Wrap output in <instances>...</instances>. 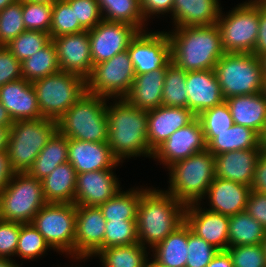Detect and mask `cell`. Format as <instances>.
<instances>
[{
    "label": "cell",
    "instance_id": "obj_11",
    "mask_svg": "<svg viewBox=\"0 0 266 267\" xmlns=\"http://www.w3.org/2000/svg\"><path fill=\"white\" fill-rule=\"evenodd\" d=\"M31 223L42 234L52 250L74 259L76 235L74 203H46Z\"/></svg>",
    "mask_w": 266,
    "mask_h": 267
},
{
    "label": "cell",
    "instance_id": "obj_22",
    "mask_svg": "<svg viewBox=\"0 0 266 267\" xmlns=\"http://www.w3.org/2000/svg\"><path fill=\"white\" fill-rule=\"evenodd\" d=\"M0 103L8 111L13 122L43 118L35 89L32 83L24 78L0 87Z\"/></svg>",
    "mask_w": 266,
    "mask_h": 267
},
{
    "label": "cell",
    "instance_id": "obj_45",
    "mask_svg": "<svg viewBox=\"0 0 266 267\" xmlns=\"http://www.w3.org/2000/svg\"><path fill=\"white\" fill-rule=\"evenodd\" d=\"M25 30L22 0H17L0 11V43L3 46H6Z\"/></svg>",
    "mask_w": 266,
    "mask_h": 267
},
{
    "label": "cell",
    "instance_id": "obj_52",
    "mask_svg": "<svg viewBox=\"0 0 266 267\" xmlns=\"http://www.w3.org/2000/svg\"><path fill=\"white\" fill-rule=\"evenodd\" d=\"M245 211L266 229V195L250 191Z\"/></svg>",
    "mask_w": 266,
    "mask_h": 267
},
{
    "label": "cell",
    "instance_id": "obj_12",
    "mask_svg": "<svg viewBox=\"0 0 266 267\" xmlns=\"http://www.w3.org/2000/svg\"><path fill=\"white\" fill-rule=\"evenodd\" d=\"M135 75L130 55L125 50L110 60L93 65L86 79L87 92L106 98H123L130 90Z\"/></svg>",
    "mask_w": 266,
    "mask_h": 267
},
{
    "label": "cell",
    "instance_id": "obj_53",
    "mask_svg": "<svg viewBox=\"0 0 266 267\" xmlns=\"http://www.w3.org/2000/svg\"><path fill=\"white\" fill-rule=\"evenodd\" d=\"M259 5V29L256 45L252 54L260 57L266 53V3L262 0H254Z\"/></svg>",
    "mask_w": 266,
    "mask_h": 267
},
{
    "label": "cell",
    "instance_id": "obj_54",
    "mask_svg": "<svg viewBox=\"0 0 266 267\" xmlns=\"http://www.w3.org/2000/svg\"><path fill=\"white\" fill-rule=\"evenodd\" d=\"M251 190L266 195V153L262 152L256 162Z\"/></svg>",
    "mask_w": 266,
    "mask_h": 267
},
{
    "label": "cell",
    "instance_id": "obj_65",
    "mask_svg": "<svg viewBox=\"0 0 266 267\" xmlns=\"http://www.w3.org/2000/svg\"><path fill=\"white\" fill-rule=\"evenodd\" d=\"M263 95L266 97V77H264V82H263Z\"/></svg>",
    "mask_w": 266,
    "mask_h": 267
},
{
    "label": "cell",
    "instance_id": "obj_61",
    "mask_svg": "<svg viewBox=\"0 0 266 267\" xmlns=\"http://www.w3.org/2000/svg\"><path fill=\"white\" fill-rule=\"evenodd\" d=\"M151 259V260H149ZM145 267H165L163 265H160L159 263L155 262L152 258H148L147 260V263H146V266Z\"/></svg>",
    "mask_w": 266,
    "mask_h": 267
},
{
    "label": "cell",
    "instance_id": "obj_48",
    "mask_svg": "<svg viewBox=\"0 0 266 267\" xmlns=\"http://www.w3.org/2000/svg\"><path fill=\"white\" fill-rule=\"evenodd\" d=\"M74 9L76 19L85 30L93 29L103 20L97 0H65Z\"/></svg>",
    "mask_w": 266,
    "mask_h": 267
},
{
    "label": "cell",
    "instance_id": "obj_17",
    "mask_svg": "<svg viewBox=\"0 0 266 267\" xmlns=\"http://www.w3.org/2000/svg\"><path fill=\"white\" fill-rule=\"evenodd\" d=\"M203 203L205 204L203 201L187 205L184 221L196 236L203 238L219 251L226 250L229 247V216L210 211L205 205L203 207Z\"/></svg>",
    "mask_w": 266,
    "mask_h": 267
},
{
    "label": "cell",
    "instance_id": "obj_7",
    "mask_svg": "<svg viewBox=\"0 0 266 267\" xmlns=\"http://www.w3.org/2000/svg\"><path fill=\"white\" fill-rule=\"evenodd\" d=\"M58 130L57 120L39 118L15 121L11 126L7 154L12 170L25 173Z\"/></svg>",
    "mask_w": 266,
    "mask_h": 267
},
{
    "label": "cell",
    "instance_id": "obj_41",
    "mask_svg": "<svg viewBox=\"0 0 266 267\" xmlns=\"http://www.w3.org/2000/svg\"><path fill=\"white\" fill-rule=\"evenodd\" d=\"M51 40L52 38L49 33L25 30L12 39L6 47L17 60L22 62L44 48Z\"/></svg>",
    "mask_w": 266,
    "mask_h": 267
},
{
    "label": "cell",
    "instance_id": "obj_27",
    "mask_svg": "<svg viewBox=\"0 0 266 267\" xmlns=\"http://www.w3.org/2000/svg\"><path fill=\"white\" fill-rule=\"evenodd\" d=\"M225 101L234 124L248 127L261 136L266 127V97L262 92L233 96Z\"/></svg>",
    "mask_w": 266,
    "mask_h": 267
},
{
    "label": "cell",
    "instance_id": "obj_43",
    "mask_svg": "<svg viewBox=\"0 0 266 267\" xmlns=\"http://www.w3.org/2000/svg\"><path fill=\"white\" fill-rule=\"evenodd\" d=\"M139 243L136 220H107L103 239V249Z\"/></svg>",
    "mask_w": 266,
    "mask_h": 267
},
{
    "label": "cell",
    "instance_id": "obj_37",
    "mask_svg": "<svg viewBox=\"0 0 266 267\" xmlns=\"http://www.w3.org/2000/svg\"><path fill=\"white\" fill-rule=\"evenodd\" d=\"M103 20L121 22L138 28L140 31L148 30V23L140 11L139 0H97ZM147 23V24H146Z\"/></svg>",
    "mask_w": 266,
    "mask_h": 267
},
{
    "label": "cell",
    "instance_id": "obj_16",
    "mask_svg": "<svg viewBox=\"0 0 266 267\" xmlns=\"http://www.w3.org/2000/svg\"><path fill=\"white\" fill-rule=\"evenodd\" d=\"M207 145L199 119L196 117L191 123L175 131L153 153L152 159L159 161L165 168L187 157L205 151Z\"/></svg>",
    "mask_w": 266,
    "mask_h": 267
},
{
    "label": "cell",
    "instance_id": "obj_29",
    "mask_svg": "<svg viewBox=\"0 0 266 267\" xmlns=\"http://www.w3.org/2000/svg\"><path fill=\"white\" fill-rule=\"evenodd\" d=\"M41 182L47 203H74L77 172L69 162L58 165Z\"/></svg>",
    "mask_w": 266,
    "mask_h": 267
},
{
    "label": "cell",
    "instance_id": "obj_58",
    "mask_svg": "<svg viewBox=\"0 0 266 267\" xmlns=\"http://www.w3.org/2000/svg\"><path fill=\"white\" fill-rule=\"evenodd\" d=\"M13 123L8 111L0 103V127H11Z\"/></svg>",
    "mask_w": 266,
    "mask_h": 267
},
{
    "label": "cell",
    "instance_id": "obj_63",
    "mask_svg": "<svg viewBox=\"0 0 266 267\" xmlns=\"http://www.w3.org/2000/svg\"><path fill=\"white\" fill-rule=\"evenodd\" d=\"M264 77H266V53L260 56Z\"/></svg>",
    "mask_w": 266,
    "mask_h": 267
},
{
    "label": "cell",
    "instance_id": "obj_13",
    "mask_svg": "<svg viewBox=\"0 0 266 267\" xmlns=\"http://www.w3.org/2000/svg\"><path fill=\"white\" fill-rule=\"evenodd\" d=\"M128 53L136 75L166 70L172 62L167 31H140L130 42Z\"/></svg>",
    "mask_w": 266,
    "mask_h": 267
},
{
    "label": "cell",
    "instance_id": "obj_66",
    "mask_svg": "<svg viewBox=\"0 0 266 267\" xmlns=\"http://www.w3.org/2000/svg\"><path fill=\"white\" fill-rule=\"evenodd\" d=\"M263 245H264V249H265V253H266V235H265V238H264Z\"/></svg>",
    "mask_w": 266,
    "mask_h": 267
},
{
    "label": "cell",
    "instance_id": "obj_50",
    "mask_svg": "<svg viewBox=\"0 0 266 267\" xmlns=\"http://www.w3.org/2000/svg\"><path fill=\"white\" fill-rule=\"evenodd\" d=\"M21 62L3 46L0 49V87L8 82L22 79Z\"/></svg>",
    "mask_w": 266,
    "mask_h": 267
},
{
    "label": "cell",
    "instance_id": "obj_2",
    "mask_svg": "<svg viewBox=\"0 0 266 267\" xmlns=\"http://www.w3.org/2000/svg\"><path fill=\"white\" fill-rule=\"evenodd\" d=\"M185 207L165 189L143 186L136 220L139 243L150 250L162 242L184 222Z\"/></svg>",
    "mask_w": 266,
    "mask_h": 267
},
{
    "label": "cell",
    "instance_id": "obj_56",
    "mask_svg": "<svg viewBox=\"0 0 266 267\" xmlns=\"http://www.w3.org/2000/svg\"><path fill=\"white\" fill-rule=\"evenodd\" d=\"M206 267H234L232 258L227 250L218 251Z\"/></svg>",
    "mask_w": 266,
    "mask_h": 267
},
{
    "label": "cell",
    "instance_id": "obj_19",
    "mask_svg": "<svg viewBox=\"0 0 266 267\" xmlns=\"http://www.w3.org/2000/svg\"><path fill=\"white\" fill-rule=\"evenodd\" d=\"M113 170L105 169L77 174L74 204L76 206H99L122 190L121 182Z\"/></svg>",
    "mask_w": 266,
    "mask_h": 267
},
{
    "label": "cell",
    "instance_id": "obj_14",
    "mask_svg": "<svg viewBox=\"0 0 266 267\" xmlns=\"http://www.w3.org/2000/svg\"><path fill=\"white\" fill-rule=\"evenodd\" d=\"M88 32L92 62L96 65L127 50L140 30L126 23L102 20Z\"/></svg>",
    "mask_w": 266,
    "mask_h": 267
},
{
    "label": "cell",
    "instance_id": "obj_36",
    "mask_svg": "<svg viewBox=\"0 0 266 267\" xmlns=\"http://www.w3.org/2000/svg\"><path fill=\"white\" fill-rule=\"evenodd\" d=\"M59 71L61 69L57 48L52 40L44 48L21 62L22 77L31 83Z\"/></svg>",
    "mask_w": 266,
    "mask_h": 267
},
{
    "label": "cell",
    "instance_id": "obj_44",
    "mask_svg": "<svg viewBox=\"0 0 266 267\" xmlns=\"http://www.w3.org/2000/svg\"><path fill=\"white\" fill-rule=\"evenodd\" d=\"M53 4L22 0L23 23L26 30L50 34Z\"/></svg>",
    "mask_w": 266,
    "mask_h": 267
},
{
    "label": "cell",
    "instance_id": "obj_57",
    "mask_svg": "<svg viewBox=\"0 0 266 267\" xmlns=\"http://www.w3.org/2000/svg\"><path fill=\"white\" fill-rule=\"evenodd\" d=\"M11 127H0V152L7 151Z\"/></svg>",
    "mask_w": 266,
    "mask_h": 267
},
{
    "label": "cell",
    "instance_id": "obj_34",
    "mask_svg": "<svg viewBox=\"0 0 266 267\" xmlns=\"http://www.w3.org/2000/svg\"><path fill=\"white\" fill-rule=\"evenodd\" d=\"M147 250L150 251L140 243H134L101 249L93 257H99L102 267H145L151 254Z\"/></svg>",
    "mask_w": 266,
    "mask_h": 267
},
{
    "label": "cell",
    "instance_id": "obj_46",
    "mask_svg": "<svg viewBox=\"0 0 266 267\" xmlns=\"http://www.w3.org/2000/svg\"><path fill=\"white\" fill-rule=\"evenodd\" d=\"M188 255L185 267H206L218 253V249L196 236L187 225Z\"/></svg>",
    "mask_w": 266,
    "mask_h": 267
},
{
    "label": "cell",
    "instance_id": "obj_39",
    "mask_svg": "<svg viewBox=\"0 0 266 267\" xmlns=\"http://www.w3.org/2000/svg\"><path fill=\"white\" fill-rule=\"evenodd\" d=\"M48 250L50 251L52 248L32 223H20L16 257L33 261L45 256Z\"/></svg>",
    "mask_w": 266,
    "mask_h": 267
},
{
    "label": "cell",
    "instance_id": "obj_59",
    "mask_svg": "<svg viewBox=\"0 0 266 267\" xmlns=\"http://www.w3.org/2000/svg\"><path fill=\"white\" fill-rule=\"evenodd\" d=\"M21 264L15 262V260H11L8 258H0V267H21Z\"/></svg>",
    "mask_w": 266,
    "mask_h": 267
},
{
    "label": "cell",
    "instance_id": "obj_26",
    "mask_svg": "<svg viewBox=\"0 0 266 267\" xmlns=\"http://www.w3.org/2000/svg\"><path fill=\"white\" fill-rule=\"evenodd\" d=\"M220 0H173L172 27L216 24L222 7Z\"/></svg>",
    "mask_w": 266,
    "mask_h": 267
},
{
    "label": "cell",
    "instance_id": "obj_40",
    "mask_svg": "<svg viewBox=\"0 0 266 267\" xmlns=\"http://www.w3.org/2000/svg\"><path fill=\"white\" fill-rule=\"evenodd\" d=\"M197 118L201 123L206 145L215 138V132H223L234 125L226 101L204 110L197 116Z\"/></svg>",
    "mask_w": 266,
    "mask_h": 267
},
{
    "label": "cell",
    "instance_id": "obj_20",
    "mask_svg": "<svg viewBox=\"0 0 266 267\" xmlns=\"http://www.w3.org/2000/svg\"><path fill=\"white\" fill-rule=\"evenodd\" d=\"M148 112L147 137L154 152L169 136L191 123L197 116L184 107L159 106Z\"/></svg>",
    "mask_w": 266,
    "mask_h": 267
},
{
    "label": "cell",
    "instance_id": "obj_9",
    "mask_svg": "<svg viewBox=\"0 0 266 267\" xmlns=\"http://www.w3.org/2000/svg\"><path fill=\"white\" fill-rule=\"evenodd\" d=\"M225 14L221 10L217 27L225 53H253L259 29V5L254 0L236 4Z\"/></svg>",
    "mask_w": 266,
    "mask_h": 267
},
{
    "label": "cell",
    "instance_id": "obj_24",
    "mask_svg": "<svg viewBox=\"0 0 266 267\" xmlns=\"http://www.w3.org/2000/svg\"><path fill=\"white\" fill-rule=\"evenodd\" d=\"M186 90L188 108L196 116L225 101L214 69L187 71Z\"/></svg>",
    "mask_w": 266,
    "mask_h": 267
},
{
    "label": "cell",
    "instance_id": "obj_10",
    "mask_svg": "<svg viewBox=\"0 0 266 267\" xmlns=\"http://www.w3.org/2000/svg\"><path fill=\"white\" fill-rule=\"evenodd\" d=\"M46 203L40 180L27 172L14 173L0 193V219L31 223Z\"/></svg>",
    "mask_w": 266,
    "mask_h": 267
},
{
    "label": "cell",
    "instance_id": "obj_25",
    "mask_svg": "<svg viewBox=\"0 0 266 267\" xmlns=\"http://www.w3.org/2000/svg\"><path fill=\"white\" fill-rule=\"evenodd\" d=\"M261 151V148H250L214 156L215 177L251 186Z\"/></svg>",
    "mask_w": 266,
    "mask_h": 267
},
{
    "label": "cell",
    "instance_id": "obj_18",
    "mask_svg": "<svg viewBox=\"0 0 266 267\" xmlns=\"http://www.w3.org/2000/svg\"><path fill=\"white\" fill-rule=\"evenodd\" d=\"M52 41L57 48L58 62L61 71L73 73L87 79L92 70L89 32L54 37Z\"/></svg>",
    "mask_w": 266,
    "mask_h": 267
},
{
    "label": "cell",
    "instance_id": "obj_8",
    "mask_svg": "<svg viewBox=\"0 0 266 267\" xmlns=\"http://www.w3.org/2000/svg\"><path fill=\"white\" fill-rule=\"evenodd\" d=\"M32 85L42 117L57 121L87 93L85 78L63 71L38 79Z\"/></svg>",
    "mask_w": 266,
    "mask_h": 267
},
{
    "label": "cell",
    "instance_id": "obj_1",
    "mask_svg": "<svg viewBox=\"0 0 266 267\" xmlns=\"http://www.w3.org/2000/svg\"><path fill=\"white\" fill-rule=\"evenodd\" d=\"M109 100L113 103L106 105L107 143L113 156L122 164L133 157L152 158L154 152L149 148L147 137L148 112L134 107L124 98Z\"/></svg>",
    "mask_w": 266,
    "mask_h": 267
},
{
    "label": "cell",
    "instance_id": "obj_3",
    "mask_svg": "<svg viewBox=\"0 0 266 267\" xmlns=\"http://www.w3.org/2000/svg\"><path fill=\"white\" fill-rule=\"evenodd\" d=\"M167 34L172 62L186 72L212 70L225 54L216 24L174 27Z\"/></svg>",
    "mask_w": 266,
    "mask_h": 267
},
{
    "label": "cell",
    "instance_id": "obj_15",
    "mask_svg": "<svg viewBox=\"0 0 266 267\" xmlns=\"http://www.w3.org/2000/svg\"><path fill=\"white\" fill-rule=\"evenodd\" d=\"M106 222L99 206H76L75 262L93 259L103 249Z\"/></svg>",
    "mask_w": 266,
    "mask_h": 267
},
{
    "label": "cell",
    "instance_id": "obj_31",
    "mask_svg": "<svg viewBox=\"0 0 266 267\" xmlns=\"http://www.w3.org/2000/svg\"><path fill=\"white\" fill-rule=\"evenodd\" d=\"M65 162H68V138L57 130L40 151L27 173L41 181L58 165Z\"/></svg>",
    "mask_w": 266,
    "mask_h": 267
},
{
    "label": "cell",
    "instance_id": "obj_42",
    "mask_svg": "<svg viewBox=\"0 0 266 267\" xmlns=\"http://www.w3.org/2000/svg\"><path fill=\"white\" fill-rule=\"evenodd\" d=\"M84 30L78 19H76L74 9L65 0H57L53 4L50 26V36L52 39L62 35L79 33Z\"/></svg>",
    "mask_w": 266,
    "mask_h": 267
},
{
    "label": "cell",
    "instance_id": "obj_4",
    "mask_svg": "<svg viewBox=\"0 0 266 267\" xmlns=\"http://www.w3.org/2000/svg\"><path fill=\"white\" fill-rule=\"evenodd\" d=\"M168 189L165 190L185 206L200 203L215 179L214 155L207 149L168 168Z\"/></svg>",
    "mask_w": 266,
    "mask_h": 267
},
{
    "label": "cell",
    "instance_id": "obj_32",
    "mask_svg": "<svg viewBox=\"0 0 266 267\" xmlns=\"http://www.w3.org/2000/svg\"><path fill=\"white\" fill-rule=\"evenodd\" d=\"M250 148H261L260 136L254 130L239 124H234L223 132H215V138L207 145V150L214 156Z\"/></svg>",
    "mask_w": 266,
    "mask_h": 267
},
{
    "label": "cell",
    "instance_id": "obj_6",
    "mask_svg": "<svg viewBox=\"0 0 266 267\" xmlns=\"http://www.w3.org/2000/svg\"><path fill=\"white\" fill-rule=\"evenodd\" d=\"M224 99L261 93L264 74L260 57L252 53H225L214 67Z\"/></svg>",
    "mask_w": 266,
    "mask_h": 267
},
{
    "label": "cell",
    "instance_id": "obj_49",
    "mask_svg": "<svg viewBox=\"0 0 266 267\" xmlns=\"http://www.w3.org/2000/svg\"><path fill=\"white\" fill-rule=\"evenodd\" d=\"M19 233L20 222L0 219V258L14 260L12 257L16 254Z\"/></svg>",
    "mask_w": 266,
    "mask_h": 267
},
{
    "label": "cell",
    "instance_id": "obj_21",
    "mask_svg": "<svg viewBox=\"0 0 266 267\" xmlns=\"http://www.w3.org/2000/svg\"><path fill=\"white\" fill-rule=\"evenodd\" d=\"M68 162L77 174L116 169L121 163L113 156L108 143L68 139Z\"/></svg>",
    "mask_w": 266,
    "mask_h": 267
},
{
    "label": "cell",
    "instance_id": "obj_35",
    "mask_svg": "<svg viewBox=\"0 0 266 267\" xmlns=\"http://www.w3.org/2000/svg\"><path fill=\"white\" fill-rule=\"evenodd\" d=\"M119 190L111 199L99 205L106 220H137V209L142 196V187Z\"/></svg>",
    "mask_w": 266,
    "mask_h": 267
},
{
    "label": "cell",
    "instance_id": "obj_38",
    "mask_svg": "<svg viewBox=\"0 0 266 267\" xmlns=\"http://www.w3.org/2000/svg\"><path fill=\"white\" fill-rule=\"evenodd\" d=\"M186 76L187 72L173 62L166 67L162 91L163 106L188 108Z\"/></svg>",
    "mask_w": 266,
    "mask_h": 267
},
{
    "label": "cell",
    "instance_id": "obj_33",
    "mask_svg": "<svg viewBox=\"0 0 266 267\" xmlns=\"http://www.w3.org/2000/svg\"><path fill=\"white\" fill-rule=\"evenodd\" d=\"M265 235L266 229L246 211L229 217V247L259 245Z\"/></svg>",
    "mask_w": 266,
    "mask_h": 267
},
{
    "label": "cell",
    "instance_id": "obj_64",
    "mask_svg": "<svg viewBox=\"0 0 266 267\" xmlns=\"http://www.w3.org/2000/svg\"><path fill=\"white\" fill-rule=\"evenodd\" d=\"M25 1L44 2V3L54 4L57 0H25Z\"/></svg>",
    "mask_w": 266,
    "mask_h": 267
},
{
    "label": "cell",
    "instance_id": "obj_30",
    "mask_svg": "<svg viewBox=\"0 0 266 267\" xmlns=\"http://www.w3.org/2000/svg\"><path fill=\"white\" fill-rule=\"evenodd\" d=\"M152 259L165 267H185L188 255L185 221L151 249Z\"/></svg>",
    "mask_w": 266,
    "mask_h": 267
},
{
    "label": "cell",
    "instance_id": "obj_60",
    "mask_svg": "<svg viewBox=\"0 0 266 267\" xmlns=\"http://www.w3.org/2000/svg\"><path fill=\"white\" fill-rule=\"evenodd\" d=\"M260 147L262 152L266 153V127L260 136Z\"/></svg>",
    "mask_w": 266,
    "mask_h": 267
},
{
    "label": "cell",
    "instance_id": "obj_62",
    "mask_svg": "<svg viewBox=\"0 0 266 267\" xmlns=\"http://www.w3.org/2000/svg\"><path fill=\"white\" fill-rule=\"evenodd\" d=\"M17 0H0V11Z\"/></svg>",
    "mask_w": 266,
    "mask_h": 267
},
{
    "label": "cell",
    "instance_id": "obj_5",
    "mask_svg": "<svg viewBox=\"0 0 266 267\" xmlns=\"http://www.w3.org/2000/svg\"><path fill=\"white\" fill-rule=\"evenodd\" d=\"M107 101L109 98L87 92L57 121L58 131L68 139L107 143Z\"/></svg>",
    "mask_w": 266,
    "mask_h": 267
},
{
    "label": "cell",
    "instance_id": "obj_47",
    "mask_svg": "<svg viewBox=\"0 0 266 267\" xmlns=\"http://www.w3.org/2000/svg\"><path fill=\"white\" fill-rule=\"evenodd\" d=\"M233 261L234 267H266L264 245H241L226 249Z\"/></svg>",
    "mask_w": 266,
    "mask_h": 267
},
{
    "label": "cell",
    "instance_id": "obj_55",
    "mask_svg": "<svg viewBox=\"0 0 266 267\" xmlns=\"http://www.w3.org/2000/svg\"><path fill=\"white\" fill-rule=\"evenodd\" d=\"M14 173L9 162L7 151L0 152V193L12 179Z\"/></svg>",
    "mask_w": 266,
    "mask_h": 267
},
{
    "label": "cell",
    "instance_id": "obj_28",
    "mask_svg": "<svg viewBox=\"0 0 266 267\" xmlns=\"http://www.w3.org/2000/svg\"><path fill=\"white\" fill-rule=\"evenodd\" d=\"M165 73L166 70H155L135 75L130 90L123 98L134 107L145 111L162 106Z\"/></svg>",
    "mask_w": 266,
    "mask_h": 267
},
{
    "label": "cell",
    "instance_id": "obj_51",
    "mask_svg": "<svg viewBox=\"0 0 266 267\" xmlns=\"http://www.w3.org/2000/svg\"><path fill=\"white\" fill-rule=\"evenodd\" d=\"M140 11L146 22L153 16L160 17L161 15H168L172 13L173 0H139ZM150 18V19H149Z\"/></svg>",
    "mask_w": 266,
    "mask_h": 267
},
{
    "label": "cell",
    "instance_id": "obj_23",
    "mask_svg": "<svg viewBox=\"0 0 266 267\" xmlns=\"http://www.w3.org/2000/svg\"><path fill=\"white\" fill-rule=\"evenodd\" d=\"M250 191V186L215 177L202 201L208 199V210L230 217L245 211Z\"/></svg>",
    "mask_w": 266,
    "mask_h": 267
}]
</instances>
